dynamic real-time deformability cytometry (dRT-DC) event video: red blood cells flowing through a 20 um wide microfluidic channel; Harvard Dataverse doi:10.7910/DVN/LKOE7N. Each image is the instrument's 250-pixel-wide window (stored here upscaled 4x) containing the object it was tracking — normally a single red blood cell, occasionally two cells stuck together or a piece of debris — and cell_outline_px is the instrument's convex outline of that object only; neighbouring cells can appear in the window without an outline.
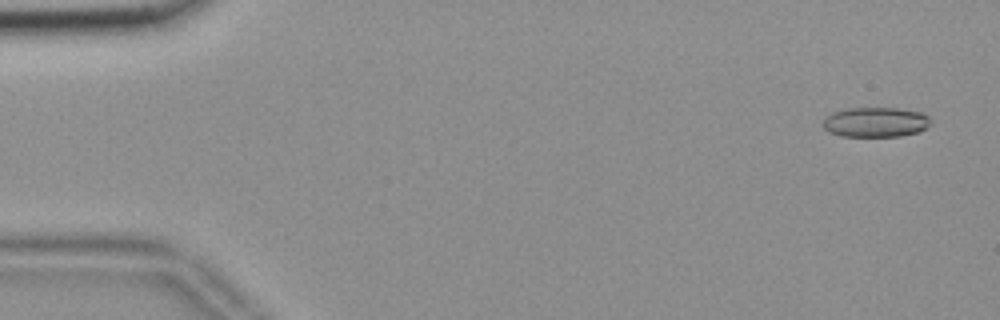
{"species": "common noctule bat (a hibernating species)", "species_latin": "Nyctalus noctula", "temperature_condition": "room temperature", "stored_images_in_passage": 54, "camera_frame_rate_fps": 3000, "um_per_image_px": 0.085, "animal": {"sex": "female", "body_mass_g": 18.4}, "frame": {"image": 1, "passage_image": 1, "time_ms": 0.0, "image_size_px": [1000, 320], "cell_outline_px": [[932, 124], [916, 132], [900, 136], [840, 136], [824, 128], [824, 120], [832, 112], [844, 108], [896, 108], [920, 112], [928, 116], [932, 120]], "centroid_in_image_um": [74.44, 10.37], "position_along_channel_um": 10.6, "area_um2": 18.61}}
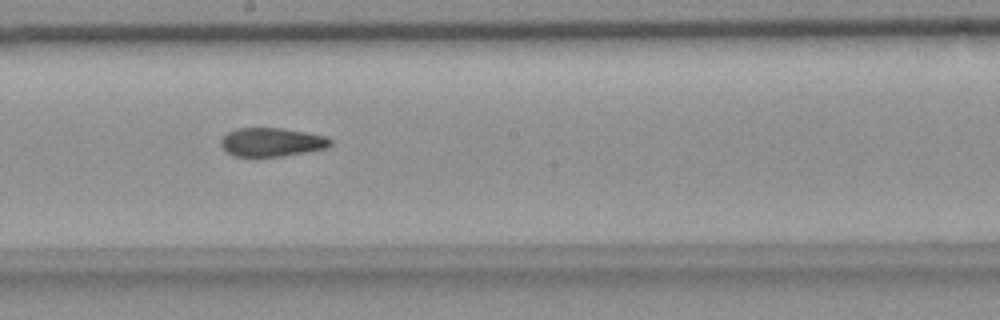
{"frame": {"image": 2, "passage_image": 29, "time_ms": 9.333, "image_size_px": [1000, 320], "cell_outline_px": [[332, 144], [328, 148], [308, 152], [284, 156], [232, 156], [220, 144], [220, 140], [228, 132], [236, 128], [280, 128], [304, 132], [324, 136], [332, 140]], "centroid_in_image_um": [23.11, 12.09], "position_along_channel_um": 225.1, "area_um2": 18.26}}
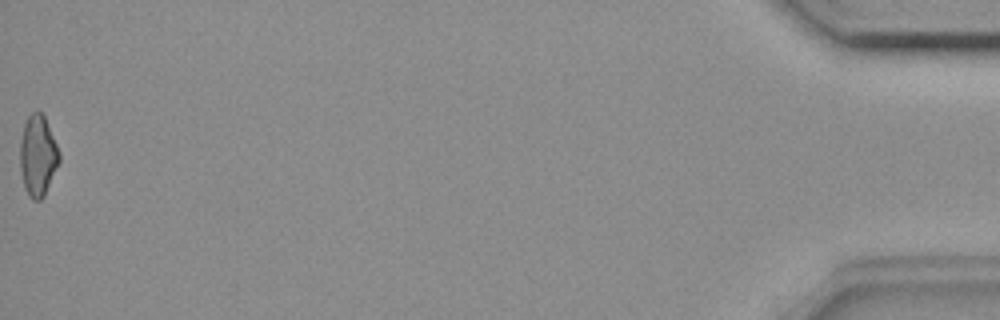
{"frame": {"image": 3, "passage_image": 54, "time_ms": 17.667, "image_size_px": [1000, 320], "cell_outline_px": [[60, 160], [44, 196], [40, 200], [32, 200], [28, 196], [24, 188], [20, 168], [20, 144], [24, 124], [28, 116], [36, 108], [44, 116], [60, 152]], "centroid_in_image_um": [3.21, 13.24], "position_along_channel_um": 432.0, "area_um2": 18.5}, "authors_computed_cell_mechanics": {"area_um2": 18.7272, "velocity_mm_per_s": 3.6851, "shape_relaxation_time_tau1_ms": null, "shape_relaxation_time_tau2_ms": 4.9889, "deformation_change_tau1": null, "deformation_change_tau2": 0.1239}}